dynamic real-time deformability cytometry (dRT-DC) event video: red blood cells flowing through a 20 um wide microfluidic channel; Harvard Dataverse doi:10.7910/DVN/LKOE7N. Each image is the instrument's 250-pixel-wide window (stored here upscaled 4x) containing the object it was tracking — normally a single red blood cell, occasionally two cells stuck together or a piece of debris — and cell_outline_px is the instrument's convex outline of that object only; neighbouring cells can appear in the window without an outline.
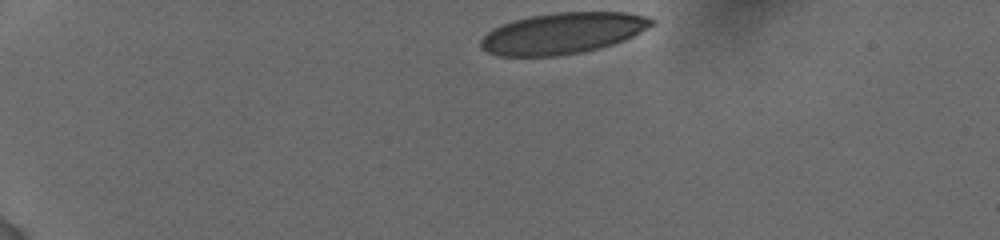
{"species": "human", "species_latin": "Homo sapiens", "temperature_condition": "cold", "stored_images_in_passage": 51, "camera_frame_rate_fps": 3000, "um_per_image_px": 0.085, "donor": {"sex": "female"}, "frame": {"image": 1, "passage_image": 1, "time_ms": 0.0, "image_size_px": [1000, 240], "cell_outline_px": [[652, 24], [640, 32], [624, 40], [600, 48], [580, 52], [556, 56], [500, 56], [488, 52], [480, 48], [480, 40], [488, 32], [504, 24], [516, 20], [532, 16], [556, 12], [624, 12], [648, 16], [652, 20]], "centroid_in_image_um": [47.82, 2.83], "position_along_channel_um": 37.2, "area_um2": 40.46}}
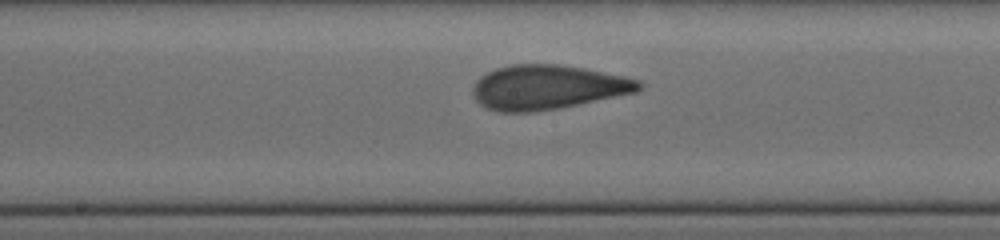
{"frame": {"image": 2, "passage_image": 31, "time_ms": 6.333, "image_size_px": [1000, 240], "cell_outline_px": [[644, 88], [636, 92], [560, 108], [532, 112], [496, 112], [480, 104], [472, 96], [472, 88], [476, 80], [480, 76], [496, 68], [512, 64], [560, 64], [584, 68], [624, 76], [640, 80], [644, 84]], "centroid_in_image_um": [46.54, 7.41], "position_along_channel_um": 201.7, "area_um2": 43.29}}
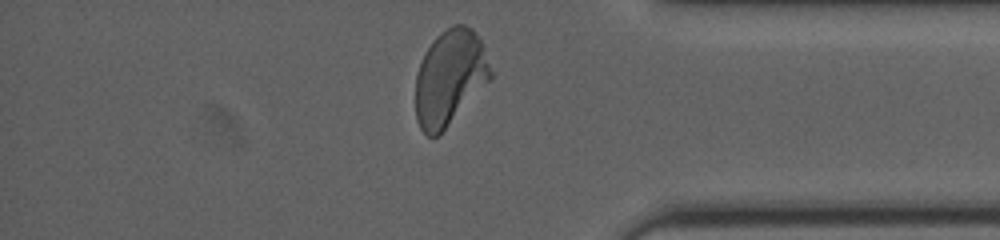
{"frame": {"image": 3, "passage_image": 51, "time_ms": 11.667, "image_size_px": [1000, 240], "cell_outline_px": [[492, 80], [436, 136], [428, 136], [420, 128], [416, 120], [416, 76], [424, 52], [436, 36], [440, 32], [452, 24], [464, 24], [472, 28], [480, 40], [492, 72]], "centroid_in_image_um": [38.23, 6.56], "position_along_channel_um": 397.0, "area_um2": 41.44}, "authors_computed_cell_mechanics": {"area_um2": 42.3096, "velocity_mm_per_s": 3.8623, "shape_relaxation_time_tau1_ms": 3.7773, "shape_relaxation_time_tau2_ms": 0.7826, "deformation_change_tau1": 0.1719, "deformation_change_tau2": 0.0774}}